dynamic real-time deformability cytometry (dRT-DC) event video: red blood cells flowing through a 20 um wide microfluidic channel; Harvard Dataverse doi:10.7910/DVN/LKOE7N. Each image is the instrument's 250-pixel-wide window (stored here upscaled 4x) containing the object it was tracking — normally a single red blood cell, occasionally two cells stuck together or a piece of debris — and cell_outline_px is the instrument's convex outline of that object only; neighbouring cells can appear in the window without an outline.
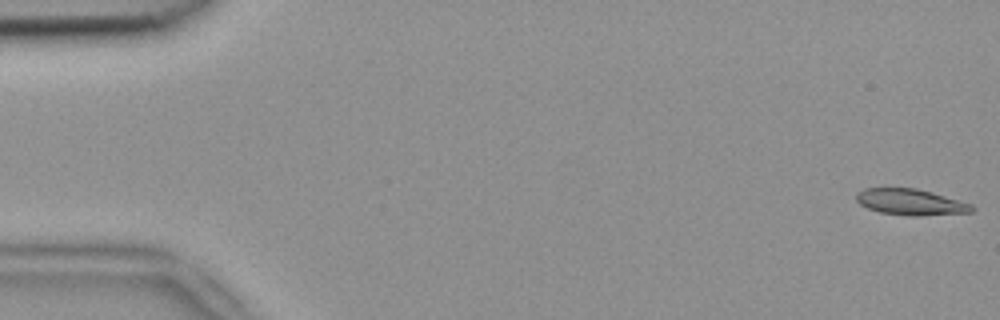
{"species": "common noctule bat (a hibernating species)", "species_latin": "Nyctalus noctula", "temperature_condition": "room temperature", "stored_images_in_passage": 4, "camera_frame_rate_fps": 3000, "um_per_image_px": 0.085, "animal": {"sex": "female", "body_mass_g": 18.4}, "frame": {"image": 1, "passage_image": 1, "time_ms": 0.0, "image_size_px": [1000, 320], "cell_outline_px": [[976, 208], [972, 212], [920, 216], [908, 216], [880, 212], [868, 208], [860, 204], [856, 200], [856, 196], [864, 188], [916, 188], [932, 192], [972, 204]], "centroid_in_image_um": [77.44, 17.18], "position_along_channel_um": 7.6, "area_um2": 17.57}}
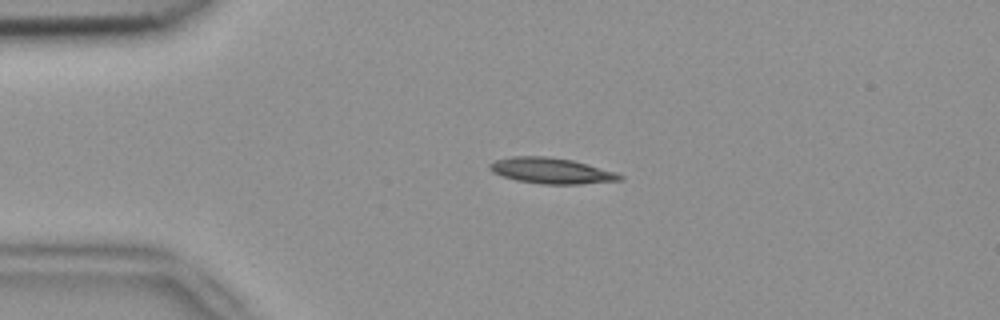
{"frame": {"image": 2, "passage_image": 3, "time_ms": 0.667, "image_size_px": [1000, 320], "cell_outline_px": [[624, 176], [620, 180], [580, 184], [540, 184], [516, 180], [492, 172], [488, 168], [488, 164], [496, 160], [512, 156], [544, 156], [572, 160], [616, 172]], "centroid_in_image_um": [46.83, 14.51], "position_along_channel_um": 38.2, "area_um2": 19.42}}